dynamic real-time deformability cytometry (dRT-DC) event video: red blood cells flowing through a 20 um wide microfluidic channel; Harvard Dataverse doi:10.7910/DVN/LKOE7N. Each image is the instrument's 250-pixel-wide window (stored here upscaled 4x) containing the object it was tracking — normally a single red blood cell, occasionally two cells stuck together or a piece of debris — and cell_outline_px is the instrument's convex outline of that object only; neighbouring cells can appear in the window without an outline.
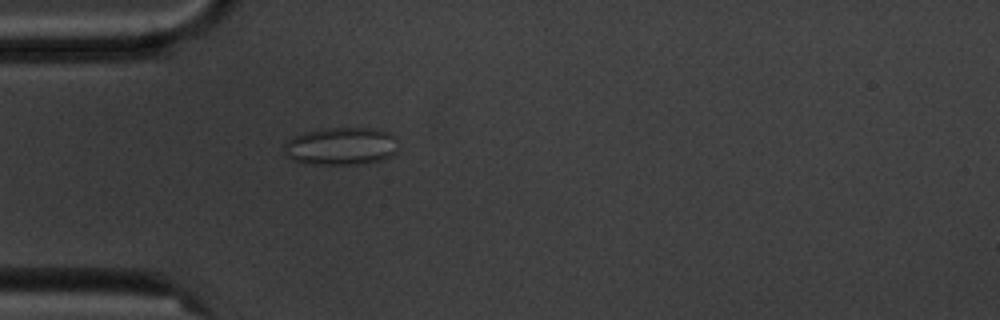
{"species": "common noctule bat (a hibernating species)", "species_latin": "Nyctalus noctula", "temperature_condition": "cold", "stored_images_in_passage": 5, "camera_frame_rate_fps": 3000, "um_per_image_px": 0.085, "animal": {"sex": "male", "body_mass_g": 20.1, "forearm_length_mm": 53.5}, "frame": {"image": 1, "passage_image": 5, "time_ms": 4.667, "image_size_px": [1000, 320], "cell_outline_px": [[396, 152], [380, 160], [356, 164], [304, 164], [292, 160], [284, 156], [284, 144], [292, 136], [304, 132], [328, 128], [368, 128], [388, 132], [396, 136]], "centroid_in_image_um": [28.92, 12.43], "position_along_channel_um": 56.1, "area_um2": 25.14}}